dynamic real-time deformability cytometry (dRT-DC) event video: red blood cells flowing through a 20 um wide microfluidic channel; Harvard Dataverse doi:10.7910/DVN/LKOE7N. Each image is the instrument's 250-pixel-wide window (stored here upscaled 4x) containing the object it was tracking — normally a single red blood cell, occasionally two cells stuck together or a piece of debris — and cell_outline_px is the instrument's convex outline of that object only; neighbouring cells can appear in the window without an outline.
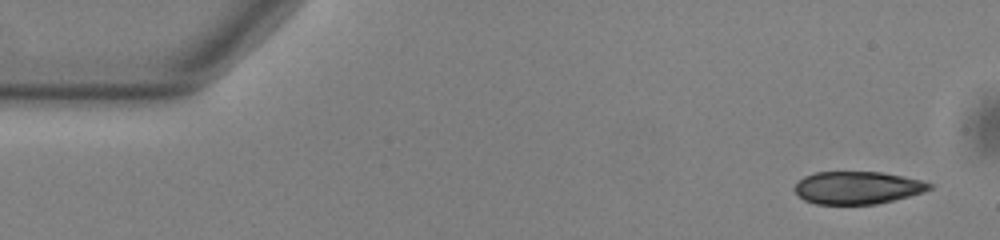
{"species": "common noctule bat (a hibernating species)", "species_latin": "Nyctalus noctula", "temperature_condition": "warm", "stored_images_in_passage": 51, "camera_frame_rate_fps": 3000, "um_per_image_px": 0.085, "animal": {"sex": "male", "body_mass_g": 13.0, "forearm_length_mm": 53.1}, "frame": {"image": 1, "passage_image": 1, "time_ms": 0.0, "image_size_px": [1000, 240], "cell_outline_px": [[932, 188], [924, 192], [876, 204], [816, 204], [804, 200], [792, 188], [804, 176], [816, 172], [884, 172], [904, 176], [920, 180], [932, 184]], "centroid_in_image_um": [72.87, 15.95], "position_along_channel_um": 12.1, "area_um2": 25.55}}
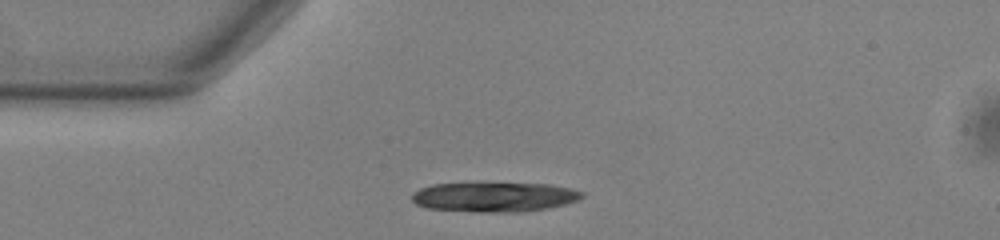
{"frame": {"image": 2, "passage_image": 11, "time_ms": 3.333, "image_size_px": [1000, 240], "cell_outline_px": [[584, 196], [580, 200], [548, 208], [520, 212], [476, 212], [428, 208], [416, 204], [412, 200], [412, 192], [420, 188], [432, 184], [548, 184], [572, 188], [584, 192]], "centroid_in_image_um": [42.04, 16.75], "position_along_channel_um": 43.0, "area_um2": 29.25}}
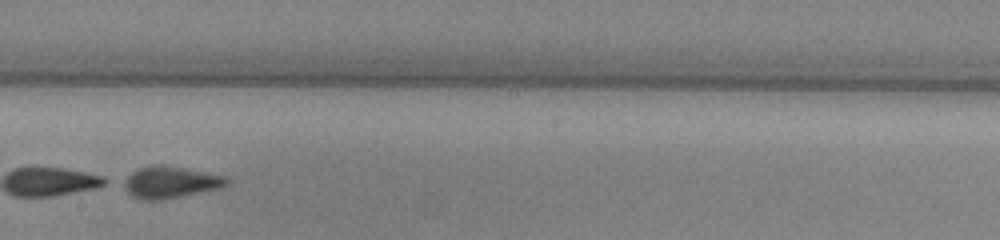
{"frame": {"image": 3, "passage_image": 28, "time_ms": 9.0, "image_size_px": [1000, 240], "cell_outline_px": [[232, 180], [228, 184], [220, 188], [164, 200], [140, 200], [132, 196], [116, 184], [120, 180], [132, 172], [140, 168], [152, 164], [160, 164], [228, 176]], "centroid_in_image_um": [14.41, 15.5], "position_along_channel_um": 233.8, "area_um2": 19.71}}